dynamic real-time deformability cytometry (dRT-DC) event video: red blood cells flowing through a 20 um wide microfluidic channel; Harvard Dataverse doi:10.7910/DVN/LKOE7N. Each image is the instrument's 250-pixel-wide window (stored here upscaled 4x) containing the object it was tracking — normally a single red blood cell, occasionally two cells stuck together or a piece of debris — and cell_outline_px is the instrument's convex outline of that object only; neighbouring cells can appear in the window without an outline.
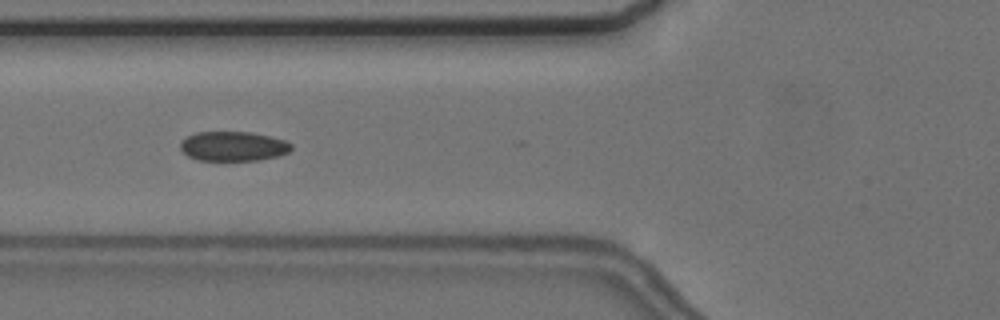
{"species": "common noctule bat (a hibernating species)", "species_latin": "Nyctalus noctula", "temperature_condition": "cold", "stored_images_in_passage": 15, "camera_frame_rate_fps": 3000, "um_per_image_px": 0.085, "animal": {"sex": "female", "body_mass_g": 24.6, "forearm_length_mm": 56.2}, "frame": {"image": 1, "passage_image": 7, "time_ms": 2.0, "image_size_px": [1000, 320], "cell_outline_px": [[292, 148], [288, 152], [276, 156], [260, 160], [200, 160], [188, 156], [180, 148], [180, 144], [188, 136], [196, 132], [252, 132], [284, 140], [292, 144]], "centroid_in_image_um": [19.83, 12.43], "position_along_channel_um": 106.0, "area_um2": 18.9}}